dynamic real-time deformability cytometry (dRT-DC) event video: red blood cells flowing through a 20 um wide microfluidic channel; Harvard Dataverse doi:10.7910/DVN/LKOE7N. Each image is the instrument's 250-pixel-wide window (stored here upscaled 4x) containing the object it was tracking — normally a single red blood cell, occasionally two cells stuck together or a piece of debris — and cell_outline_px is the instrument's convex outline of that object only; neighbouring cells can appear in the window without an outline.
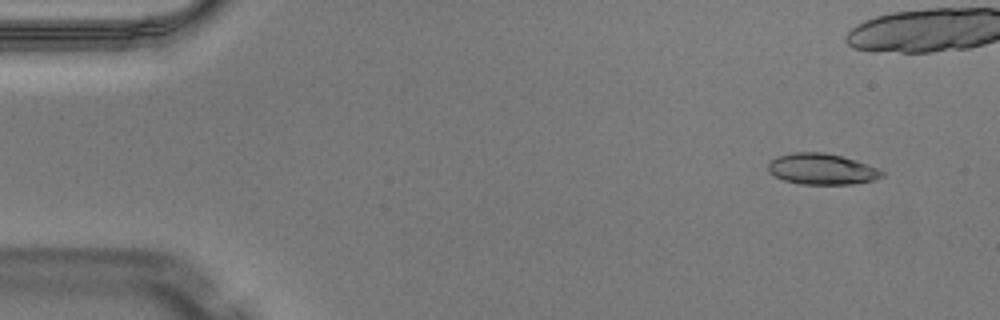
{"species": "Egyptian fruit bat (a non-hibernating species)", "species_latin": "Rousettus aegyptiacus", "temperature_condition": "warm", "stored_images_in_passage": 40, "camera_frame_rate_fps": 3000, "um_per_image_px": 0.085, "animal": {"sex": "male"}, "frame": {"image": 1, "passage_image": 4, "time_ms": 1.0, "image_size_px": [1000, 320], "cell_outline_px": [[884, 176], [872, 180], [852, 184], [800, 184], [784, 180], [768, 172], [768, 164], [776, 156], [792, 152], [824, 152], [856, 160], [868, 164], [884, 172]], "centroid_in_image_um": [69.84, 14.36], "position_along_channel_um": 15.2, "area_um2": 20.52}}
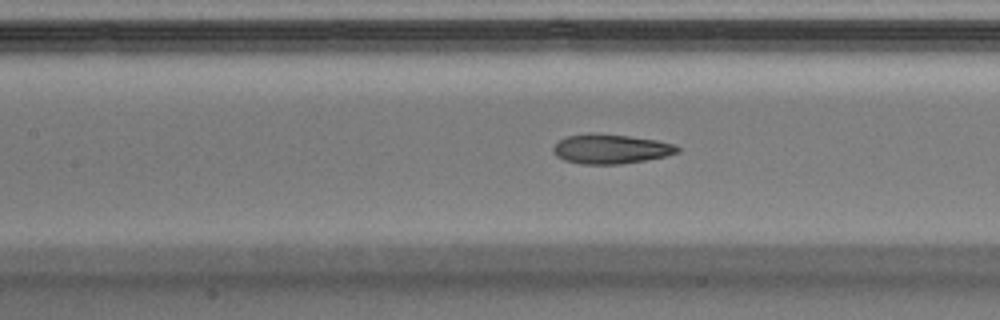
{"frame": {"image": 2, "passage_image": 22, "time_ms": 7.0, "image_size_px": [1000, 320], "cell_outline_px": [[680, 152], [664, 156], [644, 160], [620, 164], [580, 164], [564, 160], [556, 156], [552, 152], [552, 148], [560, 140], [568, 136], [588, 132], [592, 132], [628, 136], [656, 140], [676, 144], [680, 148]], "centroid_in_image_um": [51.89, 12.65], "position_along_channel_um": 155.5, "area_um2": 21.44}}
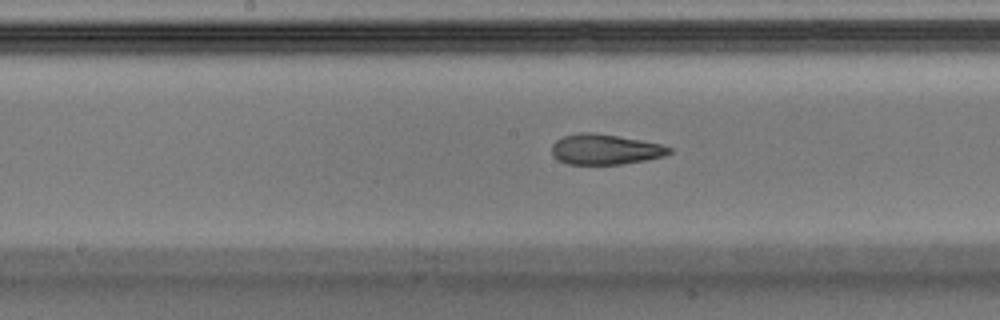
{"frame": {"image": 3, "passage_image": 25, "time_ms": 8.0, "image_size_px": [1000, 320], "cell_outline_px": [[672, 152], [664, 156], [644, 160], [620, 164], [568, 164], [552, 156], [552, 144], [556, 140], [564, 136], [580, 132], [592, 132], [640, 140], [660, 144], [672, 148]], "centroid_in_image_um": [51.41, 12.69], "position_along_channel_um": 196.8, "area_um2": 20.58}}